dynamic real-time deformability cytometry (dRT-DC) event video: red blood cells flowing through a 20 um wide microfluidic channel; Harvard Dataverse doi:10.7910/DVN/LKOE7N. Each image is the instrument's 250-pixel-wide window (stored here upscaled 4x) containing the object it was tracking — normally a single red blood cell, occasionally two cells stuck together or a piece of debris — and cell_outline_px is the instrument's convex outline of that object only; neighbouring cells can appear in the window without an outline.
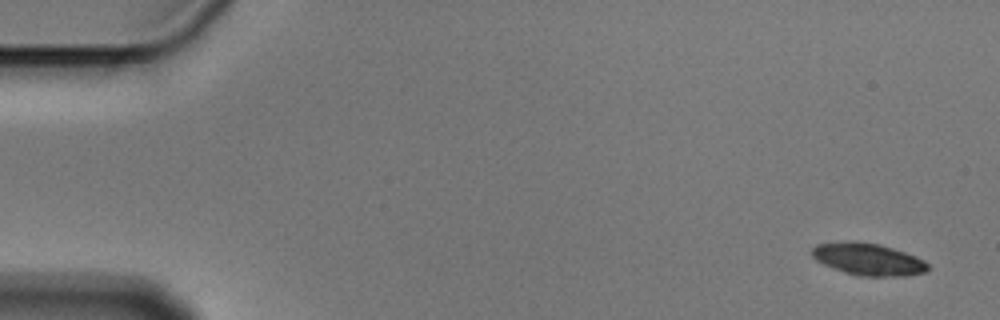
{"species": "Egyptian fruit bat (a non-hibernating species)", "species_latin": "Rousettus aegyptiacus", "temperature_condition": "cold", "stored_images_in_passage": 5, "camera_frame_rate_fps": 3000, "um_per_image_px": 0.085, "animal": {"sex": "male"}, "frame": {"image": 1, "passage_image": 1, "time_ms": 0.0, "image_size_px": [1000, 320], "cell_outline_px": [[928, 268], [924, 272], [904, 276], [864, 276], [844, 272], [832, 268], [816, 260], [812, 256], [812, 248], [816, 244], [844, 240], [856, 240], [880, 244], [916, 256], [924, 260], [928, 264]], "centroid_in_image_um": [73.76, 22.01], "position_along_channel_um": 11.2, "area_um2": 21.79}}
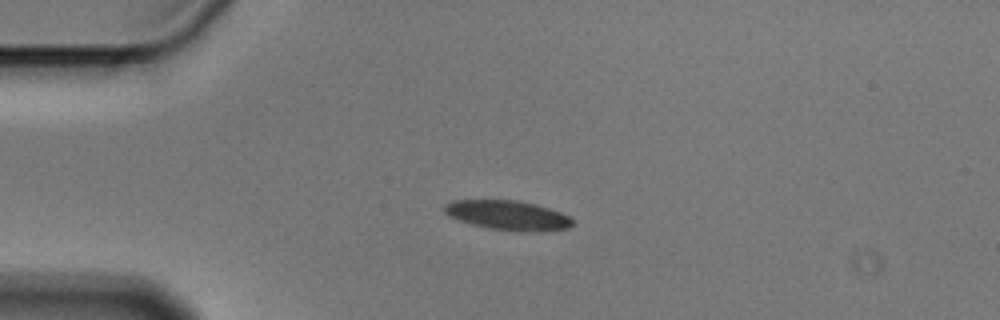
{"frame": {"image": 2, "passage_image": 4, "time_ms": 1.0, "image_size_px": [1000, 320], "cell_outline_px": [[572, 224], [568, 228], [524, 232], [516, 232], [488, 228], [472, 224], [448, 216], [444, 212], [444, 204], [452, 200], [516, 200], [536, 204], [560, 212], [568, 216], [572, 220]], "centroid_in_image_um": [43.12, 18.29], "position_along_channel_um": 41.9, "area_um2": 21.96}}